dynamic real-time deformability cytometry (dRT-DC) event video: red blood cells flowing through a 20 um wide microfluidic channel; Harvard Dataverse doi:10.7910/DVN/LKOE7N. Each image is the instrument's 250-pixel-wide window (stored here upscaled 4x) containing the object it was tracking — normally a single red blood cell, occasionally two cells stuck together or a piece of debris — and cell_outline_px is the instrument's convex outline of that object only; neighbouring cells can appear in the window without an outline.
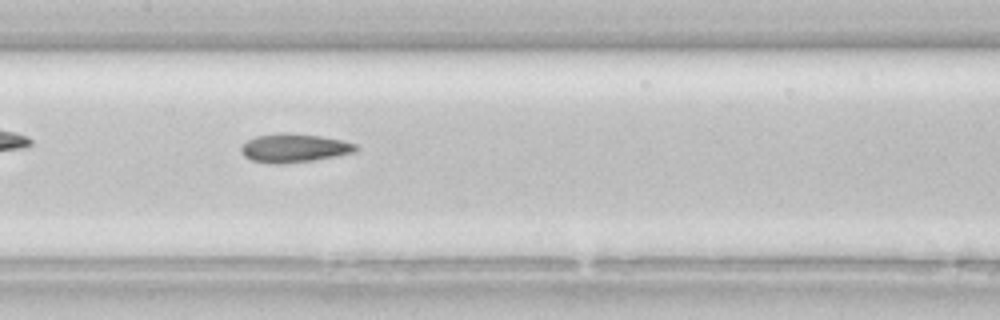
{"species": "common noctule bat (a hibernating species)", "species_latin": "Nyctalus noctula", "temperature_condition": "room temperature", "stored_images_in_passage": 33, "camera_frame_rate_fps": 3000, "um_per_image_px": 0.085, "animal": {"sex": "female", "body_mass_g": 22.7, "forearm_length_mm": 54.2}, "frame": {"image": 1, "passage_image": 10, "time_ms": 3.0, "image_size_px": [1000, 320], "cell_outline_px": [[360, 148], [356, 152], [316, 160], [284, 164], [272, 164], [252, 160], [244, 156], [240, 152], [240, 144], [256, 136], [280, 132], [320, 136], [340, 140], [356, 144]], "centroid_in_image_um": [24.98, 12.59], "position_along_channel_um": 182.4, "area_um2": 19.36}}